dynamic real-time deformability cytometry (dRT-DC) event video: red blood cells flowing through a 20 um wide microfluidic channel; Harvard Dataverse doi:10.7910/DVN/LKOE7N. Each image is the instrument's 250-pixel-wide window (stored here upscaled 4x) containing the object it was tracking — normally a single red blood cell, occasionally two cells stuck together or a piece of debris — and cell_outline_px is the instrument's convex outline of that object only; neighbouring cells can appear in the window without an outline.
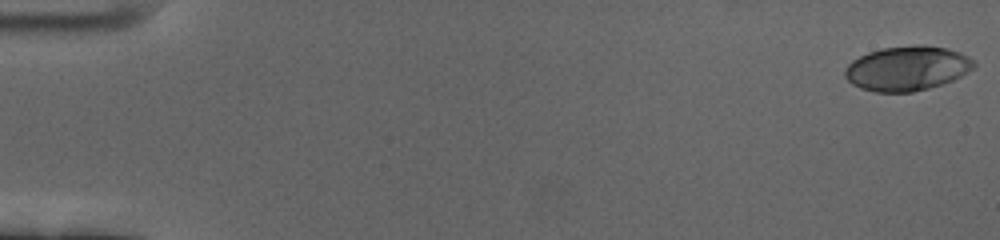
{"species": "human", "species_latin": "Homo sapiens", "temperature_condition": "cold", "stored_images_in_passage": 60, "camera_frame_rate_fps": 3000, "um_per_image_px": 0.085, "donor": {"sex": "female"}, "frame": {"image": 1, "passage_image": 1, "time_ms": 0.0, "image_size_px": [1000, 240], "cell_outline_px": [[976, 64], [972, 68], [960, 76], [952, 80], [928, 88], [912, 92], [876, 92], [860, 88], [852, 84], [844, 76], [844, 68], [852, 60], [868, 52], [884, 48], [916, 44], [920, 44], [948, 48], [960, 52], [968, 56]], "centroid_in_image_um": [77.08, 5.8], "position_along_channel_um": 7.9, "area_um2": 33.47}}
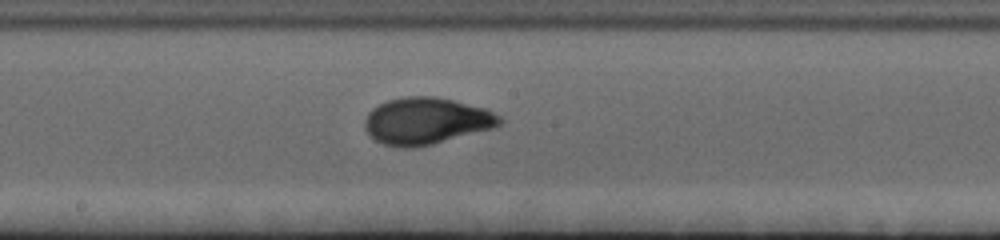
{"frame": {"image": 2, "passage_image": 33, "time_ms": 10.667, "image_size_px": [1000, 240], "cell_outline_px": [[504, 120], [500, 124], [492, 128], [432, 144], [412, 148], [396, 148], [384, 144], [376, 140], [364, 128], [364, 120], [368, 112], [372, 108], [388, 100], [404, 96], [436, 96], [484, 108], [500, 116]], "centroid_in_image_um": [36.2, 10.28], "position_along_channel_um": 212.0, "area_um2": 36.65}}
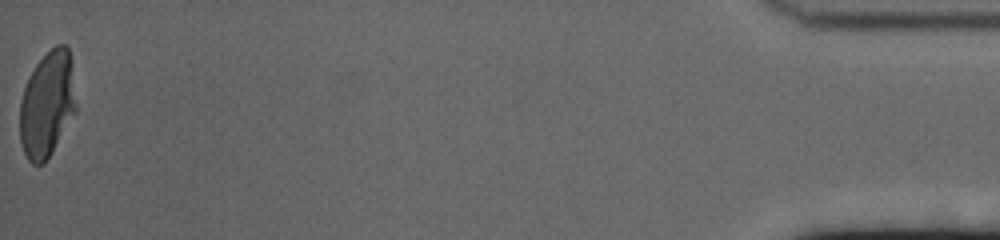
{"frame": {"image": 3, "passage_image": 60, "time_ms": 19.667, "image_size_px": [1000, 240], "cell_outline_px": [[76, 112], [52, 152], [44, 164], [32, 164], [28, 160], [24, 152], [20, 140], [20, 100], [28, 76], [36, 64], [56, 44], [64, 44], [68, 48], [76, 104]], "centroid_in_image_um": [3.99, 8.9], "position_along_channel_um": 431.2, "area_um2": 34.45}, "authors_computed_cell_mechanics": {"area_um2": 34.4199, "velocity_mm_per_s": 3.4369, "shape_relaxation_time_tau1_ms": 4.0548, "shape_relaxation_time_tau2_ms": null, "deformation_change_tau1": 0.1849, "deformation_change_tau2": null}}